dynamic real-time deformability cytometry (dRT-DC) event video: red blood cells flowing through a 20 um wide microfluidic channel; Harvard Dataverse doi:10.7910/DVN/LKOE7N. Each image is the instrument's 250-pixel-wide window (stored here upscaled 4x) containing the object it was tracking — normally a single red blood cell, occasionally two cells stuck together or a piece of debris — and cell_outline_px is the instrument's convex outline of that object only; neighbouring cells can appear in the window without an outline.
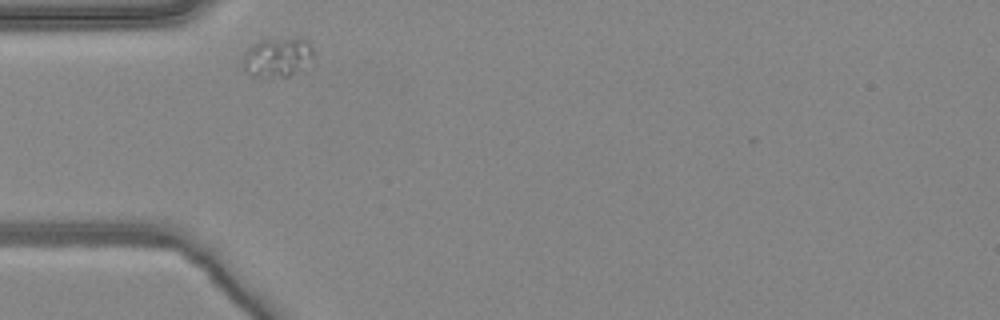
{"species": "common noctule bat (a hibernating species)", "species_latin": "Nyctalus noctula", "temperature_condition": "warm", "stored_images_in_passage": 1, "camera_frame_rate_fps": 3000, "um_per_image_px": 0.085, "animal": {"sex": "female", "body_mass_g": 24.6, "forearm_length_mm": 56.2}, "frame": {"image": 1, "passage_image": 1, "time_ms": 0.0, "image_size_px": [1000, 320], "cell_outline_px": [[312, 56], [308, 72], [288, 76], [252, 76], [244, 72], [244, 52], [248, 48], [260, 40], [296, 36], [300, 36], [308, 40], [312, 44]], "centroid_in_image_um": [23.68, 4.85], "position_along_channel_um": 61.3, "area_um2": 16.99}}